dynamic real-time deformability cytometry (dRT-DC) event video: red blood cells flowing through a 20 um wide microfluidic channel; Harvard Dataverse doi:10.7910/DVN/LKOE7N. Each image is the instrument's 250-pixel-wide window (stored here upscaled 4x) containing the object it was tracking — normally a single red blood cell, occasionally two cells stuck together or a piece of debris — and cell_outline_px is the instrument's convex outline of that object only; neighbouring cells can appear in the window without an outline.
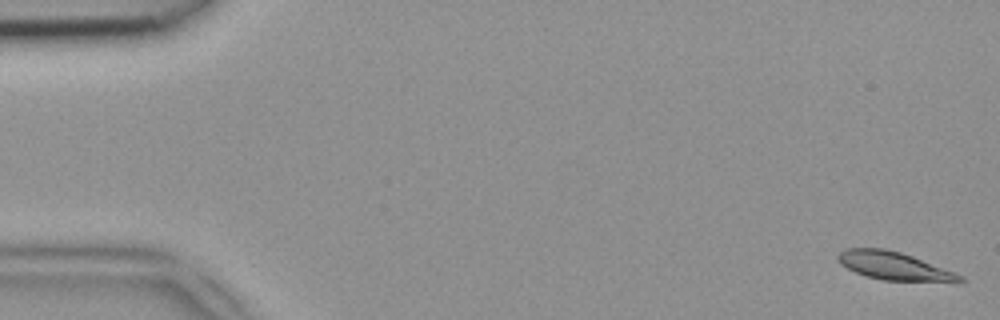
{"species": "common noctule bat (a hibernating species)", "species_latin": "Nyctalus noctula", "temperature_condition": "room temperature", "stored_images_in_passage": 49, "camera_frame_rate_fps": 3000, "um_per_image_px": 0.085, "animal": {"sex": "female", "body_mass_g": 18.4}, "frame": {"image": 1, "passage_image": 1, "time_ms": 0.0, "image_size_px": [1000, 320], "cell_outline_px": [[964, 280], [884, 280], [864, 276], [840, 264], [836, 256], [844, 248], [884, 248], [900, 252], [912, 256], [964, 276]], "centroid_in_image_um": [75.86, 22.57], "position_along_channel_um": 9.1, "area_um2": 19.25}}
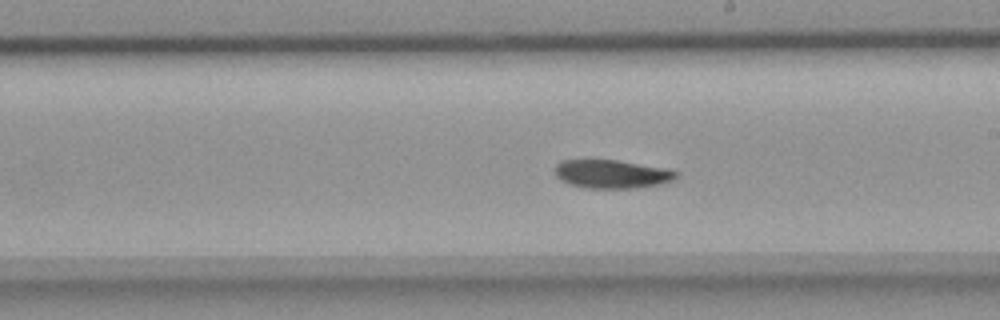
{"frame": {"image": 2, "passage_image": 28, "time_ms": 9.0, "image_size_px": [1000, 320], "cell_outline_px": [[680, 172], [672, 180], [660, 184], [636, 188], [584, 188], [568, 184], [560, 180], [556, 176], [556, 164], [560, 160], [588, 156], [616, 160], [668, 168]], "centroid_in_image_um": [51.92, 14.74], "position_along_channel_um": 237.1, "area_um2": 21.04}}
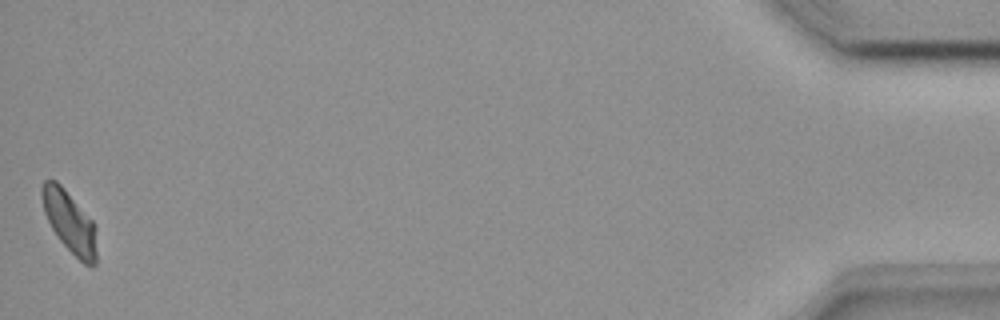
{"frame": {"image": 3, "passage_image": 49, "time_ms": 16.0, "image_size_px": [1000, 320], "cell_outline_px": [[96, 264], [92, 268], [84, 264], [56, 236], [44, 212], [40, 192], [40, 188], [44, 180], [56, 180], [64, 188], [92, 220], [96, 228]], "centroid_in_image_um": [5.91, 18.86], "position_along_channel_um": 429.3, "area_um2": 19.59}}